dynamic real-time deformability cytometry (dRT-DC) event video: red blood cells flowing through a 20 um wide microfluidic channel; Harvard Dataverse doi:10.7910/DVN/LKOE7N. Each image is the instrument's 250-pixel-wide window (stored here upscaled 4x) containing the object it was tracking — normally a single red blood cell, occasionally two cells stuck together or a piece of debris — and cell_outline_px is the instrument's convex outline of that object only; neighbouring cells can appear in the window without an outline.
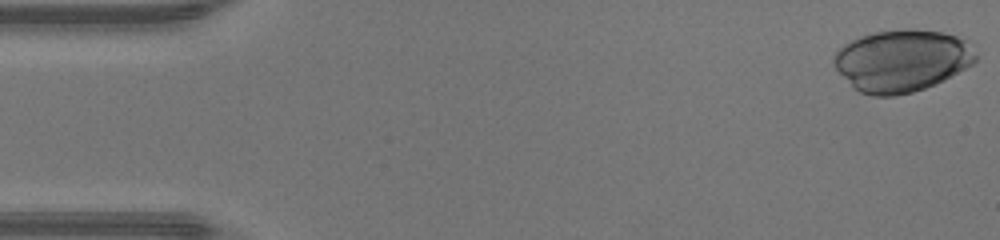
{"species": "human", "species_latin": "Homo sapiens", "temperature_condition": "warm", "stored_images_in_passage": 38, "camera_frame_rate_fps": 3000, "um_per_image_px": 0.085, "donor": {"sex": "male"}, "frame": {"image": 1, "passage_image": 1, "time_ms": 0.0, "image_size_px": [1000, 240], "cell_outline_px": [[976, 60], [972, 64], [944, 80], [924, 88], [912, 92], [896, 96], [872, 96], [860, 92], [836, 68], [832, 60], [836, 52], [844, 44], [852, 40], [872, 32], [904, 28], [908, 28], [940, 32], [956, 36], [964, 40], [976, 56]], "centroid_in_image_um": [76.64, 5.15], "position_along_channel_um": 8.4, "area_um2": 50.69}}
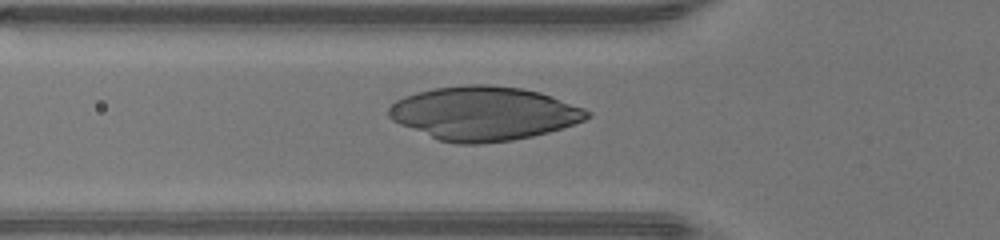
{"frame": {"image": 2, "passage_image": 16, "time_ms": 5.0, "image_size_px": [1000, 240], "cell_outline_px": [[592, 116], [584, 120], [548, 132], [532, 136], [512, 140], [480, 144], [456, 144], [440, 140], [400, 124], [392, 120], [388, 116], [388, 108], [396, 100], [404, 96], [416, 92], [432, 88], [468, 84], [488, 84], [520, 88], [540, 92], [584, 108], [592, 112]], "centroid_in_image_um": [41.11, 9.63], "position_along_channel_um": 84.7, "area_um2": 62.08}}
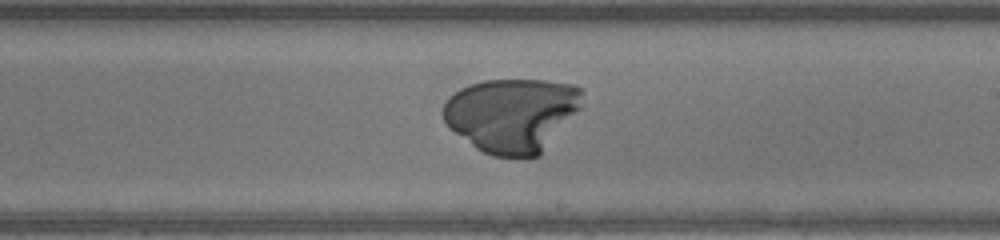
{"frame": {"image": 3, "passage_image": 27, "time_ms": 8.667, "image_size_px": [1000, 240], "cell_outline_px": [[584, 92], [580, 108], [540, 156], [492, 156], [476, 148], [448, 128], [440, 112], [448, 96], [460, 88], [468, 84], [484, 80], [544, 80], [572, 84], [584, 88]], "centroid_in_image_um": [43.49, 9.74], "position_along_channel_um": 245.5, "area_um2": 60.4}}